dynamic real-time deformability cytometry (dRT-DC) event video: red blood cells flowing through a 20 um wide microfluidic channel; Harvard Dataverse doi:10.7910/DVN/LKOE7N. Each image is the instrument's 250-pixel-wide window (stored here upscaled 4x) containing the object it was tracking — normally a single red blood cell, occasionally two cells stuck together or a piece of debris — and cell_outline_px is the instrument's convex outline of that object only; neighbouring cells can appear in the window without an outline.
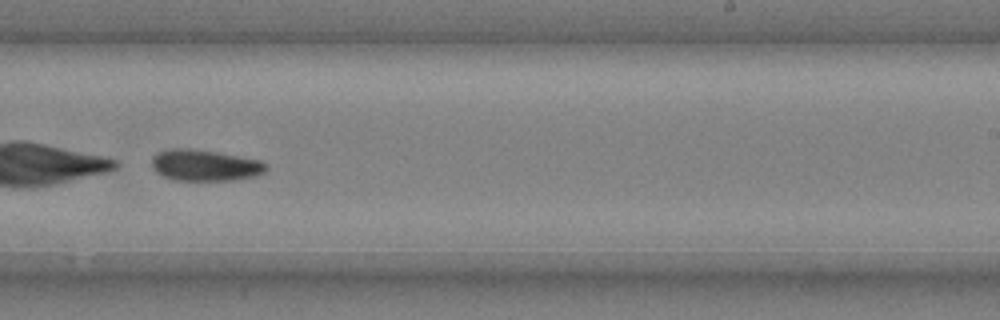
{"species": "common noctule bat (a hibernating species)", "species_latin": "Nyctalus noctula", "temperature_condition": "cold", "stored_images_in_passage": 49, "camera_frame_rate_fps": 3000, "um_per_image_px": 0.085, "animal": {"sex": "male", "body_mass_g": 20.4}, "frame": {"image": 1, "passage_image": 32, "time_ms": 10.333, "image_size_px": [1000, 320], "cell_outline_px": [[268, 168], [264, 172], [256, 176], [236, 180], [172, 180], [156, 172], [152, 168], [152, 156], [156, 152], [168, 148], [188, 148], [216, 152], [260, 160]], "centroid_in_image_um": [17.37, 14.05], "position_along_channel_um": 271.6, "area_um2": 20.92}}